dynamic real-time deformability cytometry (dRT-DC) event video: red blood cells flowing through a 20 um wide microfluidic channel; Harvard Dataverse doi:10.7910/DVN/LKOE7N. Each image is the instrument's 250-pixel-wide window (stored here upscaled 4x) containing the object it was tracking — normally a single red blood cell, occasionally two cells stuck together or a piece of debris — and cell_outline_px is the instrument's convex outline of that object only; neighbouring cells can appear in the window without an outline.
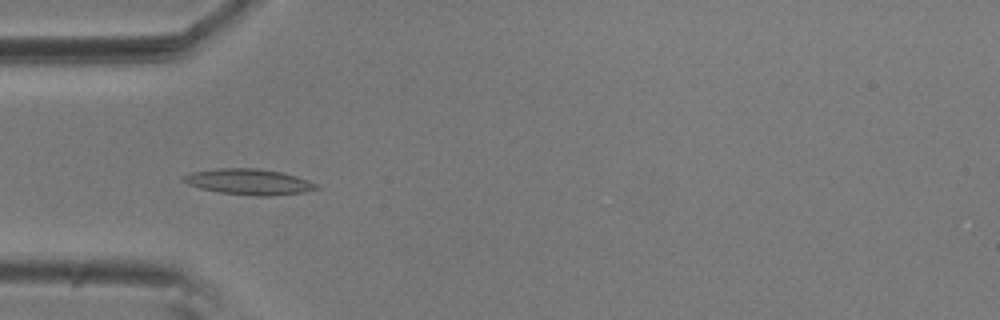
{"species": "common noctule bat (a hibernating species)", "species_latin": "Nyctalus noctula", "temperature_condition": "room temperature", "stored_images_in_passage": 52, "camera_frame_rate_fps": 3000, "um_per_image_px": 0.085, "animal": {"sex": "male", "body_mass_g": 20.5, "forearm_length_mm": 52.5}, "frame": {"image": 1, "passage_image": 13, "time_ms": 4.0, "image_size_px": [1000, 320], "cell_outline_px": [[320, 188], [304, 192], [272, 196], [256, 196], [220, 192], [200, 188], [188, 184], [180, 180], [184, 176], [192, 172], [216, 168], [260, 168], [280, 172], [296, 176], [308, 180], [316, 184]], "centroid_in_image_um": [21.15, 15.45], "position_along_channel_um": 63.8, "area_um2": 19.94}}
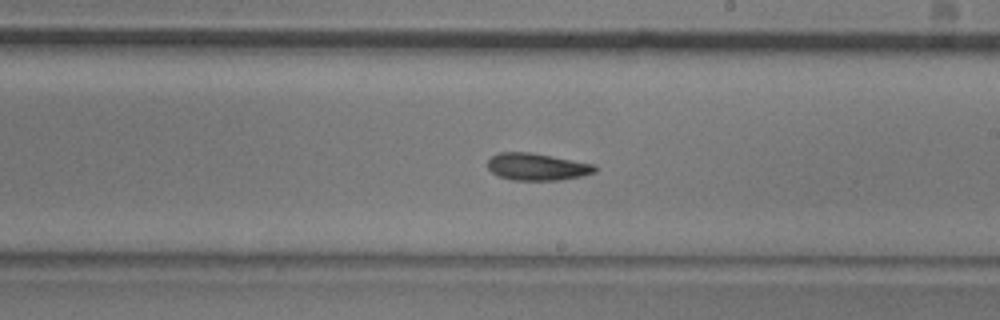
{"frame": {"image": 2, "passage_image": 28, "time_ms": 9.0, "image_size_px": [1000, 320], "cell_outline_px": [[596, 172], [584, 176], [560, 180], [512, 180], [496, 176], [488, 168], [488, 160], [492, 156], [500, 152], [532, 152], [596, 164]], "centroid_in_image_um": [45.67, 14.18], "position_along_channel_um": 243.3, "area_um2": 17.22}}
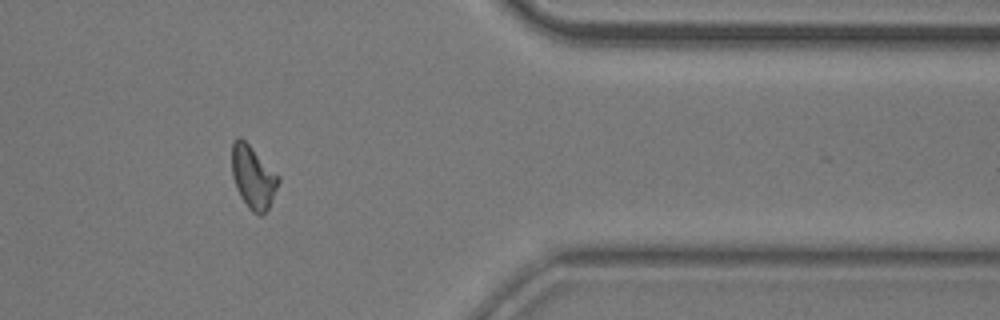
{"frame": {"image": 3, "passage_image": 42, "time_ms": 13.667, "image_size_px": [1000, 320], "cell_outline_px": [[280, 180], [268, 208], [260, 216], [252, 212], [248, 208], [240, 196], [236, 188], [232, 176], [232, 144], [236, 136], [240, 136], [280, 176]], "centroid_in_image_um": [21.5, 15.05], "position_along_channel_um": 389.9, "area_um2": 16.94}}